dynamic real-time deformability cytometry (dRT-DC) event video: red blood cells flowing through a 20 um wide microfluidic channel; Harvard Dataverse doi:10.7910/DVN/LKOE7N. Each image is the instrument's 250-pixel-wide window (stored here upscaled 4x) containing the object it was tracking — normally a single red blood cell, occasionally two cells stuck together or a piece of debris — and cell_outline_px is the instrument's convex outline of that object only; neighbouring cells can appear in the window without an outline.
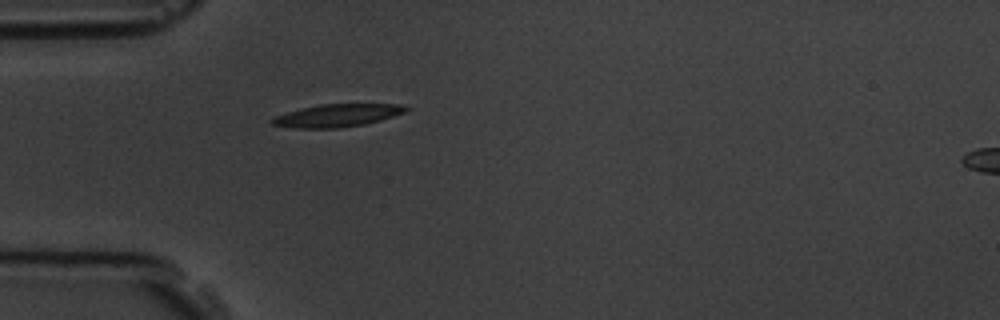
{"species": "common noctule bat (a hibernating species)", "species_latin": "Nyctalus noctula", "temperature_condition": "room temperature", "stored_images_in_passage": 2, "camera_frame_rate_fps": 3000, "um_per_image_px": 0.085, "animal": {"sex": "male", "body_mass_g": 19.5, "forearm_length_mm": 54.6}, "frame": {"image": 1, "passage_image": 1, "time_ms": 0.0, "image_size_px": [1000, 320], "cell_outline_px": [[408, 108], [404, 112], [380, 120], [364, 124], [336, 128], [292, 128], [272, 124], [268, 120], [276, 116], [288, 112], [320, 104], [400, 104]], "centroid_in_image_um": [28.63, 9.82], "position_along_channel_um": 56.4, "area_um2": 17.4}}